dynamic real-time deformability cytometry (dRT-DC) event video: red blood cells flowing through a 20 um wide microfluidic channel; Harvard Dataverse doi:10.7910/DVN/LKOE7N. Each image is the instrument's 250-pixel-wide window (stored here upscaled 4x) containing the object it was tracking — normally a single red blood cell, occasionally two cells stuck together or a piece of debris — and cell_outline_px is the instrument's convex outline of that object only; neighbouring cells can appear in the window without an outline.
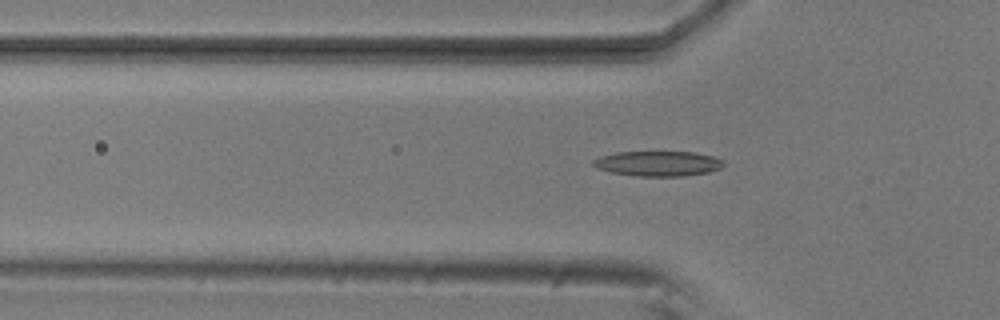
{"species": "common noctule bat (a hibernating species)", "species_latin": "Nyctalus noctula", "temperature_condition": "room temperature", "stored_images_in_passage": 50, "camera_frame_rate_fps": 3000, "um_per_image_px": 0.085, "animal": {"sex": "male", "body_mass_g": 20.5, "forearm_length_mm": 52.5}, "frame": {"image": 1, "passage_image": 17, "time_ms": 5.333, "image_size_px": [1000, 320], "cell_outline_px": [[724, 164], [720, 168], [708, 172], [684, 176], [632, 176], [612, 172], [596, 168], [592, 164], [592, 160], [600, 156], [616, 152], [696, 152], [712, 156], [724, 160]], "centroid_in_image_um": [55.91, 13.9], "position_along_channel_um": 69.9, "area_um2": 19.13}}
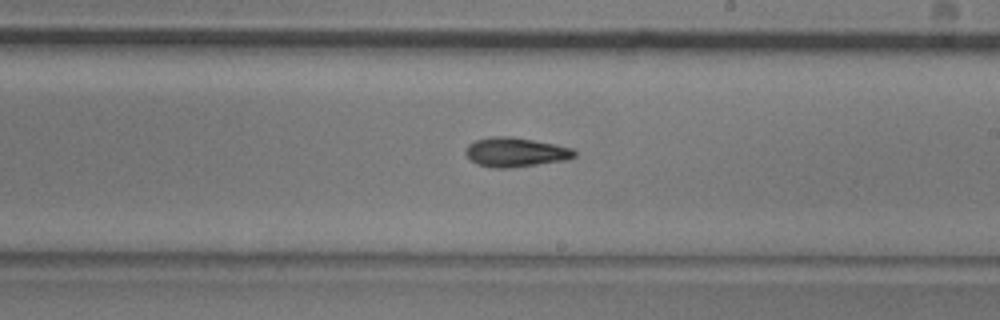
{"frame": {"image": 2, "passage_image": 31, "time_ms": 10.0, "image_size_px": [1000, 320], "cell_outline_px": [[576, 156], [568, 160], [512, 168], [492, 168], [476, 164], [464, 152], [464, 148], [468, 144], [476, 140], [492, 136], [512, 136], [556, 144], [572, 148], [576, 152]], "centroid_in_image_um": [43.82, 12.94], "position_along_channel_um": 245.2, "area_um2": 18.9}}
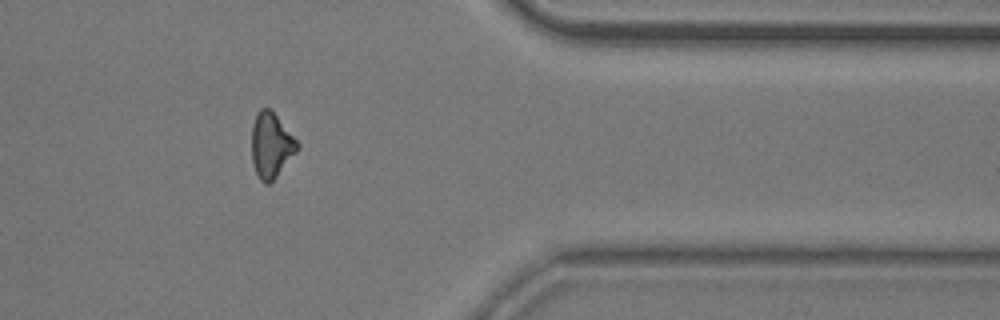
{"frame": {"image": 3, "passage_image": 44, "time_ms": 14.333, "image_size_px": [1000, 320], "cell_outline_px": [[300, 148], [276, 176], [268, 184], [264, 184], [260, 180], [252, 164], [252, 124], [256, 112], [260, 108], [272, 108], [300, 144]], "centroid_in_image_um": [23.05, 12.3], "position_along_channel_um": 388.4, "area_um2": 17.57}}